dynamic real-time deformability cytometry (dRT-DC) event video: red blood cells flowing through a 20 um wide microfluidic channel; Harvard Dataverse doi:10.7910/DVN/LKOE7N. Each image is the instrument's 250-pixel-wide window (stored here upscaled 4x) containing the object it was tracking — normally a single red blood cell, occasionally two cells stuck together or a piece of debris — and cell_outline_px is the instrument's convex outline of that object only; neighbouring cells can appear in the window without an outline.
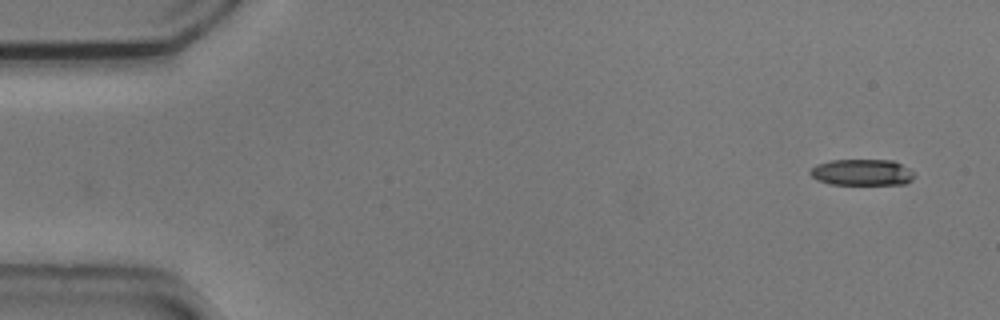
{"species": "common noctule bat (a hibernating species)", "species_latin": "Nyctalus noctula", "temperature_condition": "cold", "stored_images_in_passage": 3, "camera_frame_rate_fps": 3000, "um_per_image_px": 0.085, "animal": {"sex": "male", "body_mass_g": 20.5, "forearm_length_mm": 52.5}, "frame": {"image": 1, "passage_image": 3, "time_ms": 0.667, "image_size_px": [1000, 320], "cell_outline_px": [[916, 176], [912, 180], [904, 184], [828, 184], [816, 180], [808, 172], [816, 164], [832, 160], [892, 160], [908, 168]], "centroid_in_image_um": [73.24, 14.65], "position_along_channel_um": 11.8, "area_um2": 15.95}}